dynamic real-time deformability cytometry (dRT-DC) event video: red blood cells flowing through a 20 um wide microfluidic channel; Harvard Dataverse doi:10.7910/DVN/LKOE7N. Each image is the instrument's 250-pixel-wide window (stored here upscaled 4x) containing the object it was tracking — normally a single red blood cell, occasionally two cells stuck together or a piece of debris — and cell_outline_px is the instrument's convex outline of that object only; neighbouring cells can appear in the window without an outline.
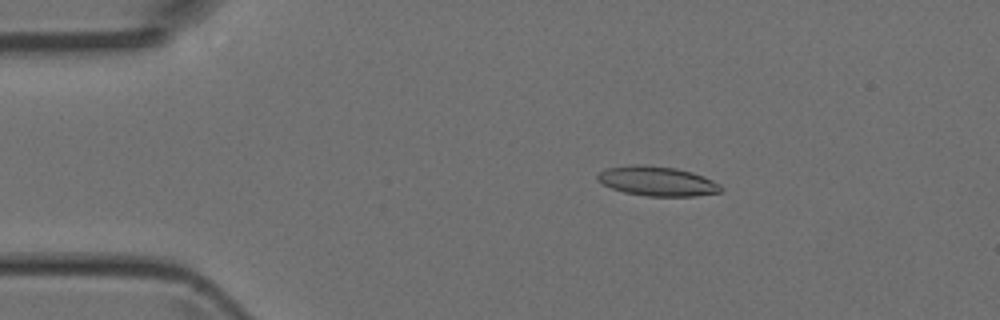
{"species": "Egyptian fruit bat (a non-hibernating species)", "species_latin": "Rousettus aegyptiacus", "temperature_condition": "room temperature", "stored_images_in_passage": 48, "camera_frame_rate_fps": 3000, "um_per_image_px": 0.085, "animal": {"sex": "female"}, "frame": {"image": 1, "passage_image": 9, "time_ms": 2.667, "image_size_px": [1000, 320], "cell_outline_px": [[724, 188], [720, 192], [696, 196], [648, 196], [624, 192], [612, 188], [596, 180], [596, 176], [604, 168], [632, 164], [636, 164], [676, 168], [692, 172], [704, 176], [720, 184]], "centroid_in_image_um": [55.86, 15.39], "position_along_channel_um": 29.1, "area_um2": 21.33}}
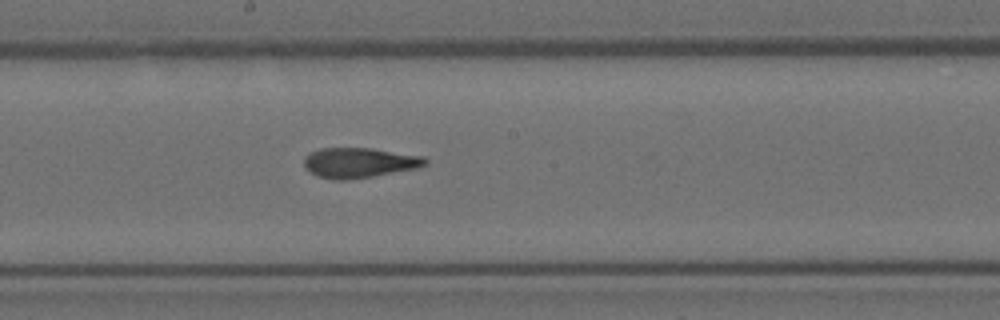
{"frame": {"image": 2, "passage_image": 26, "time_ms": 8.333, "image_size_px": [1000, 320], "cell_outline_px": [[428, 164], [420, 168], [372, 176], [344, 180], [336, 180], [320, 176], [312, 172], [304, 164], [304, 156], [320, 148], [372, 148], [424, 156], [428, 160]], "centroid_in_image_um": [30.61, 13.82], "position_along_channel_um": 217.6, "area_um2": 21.15}}
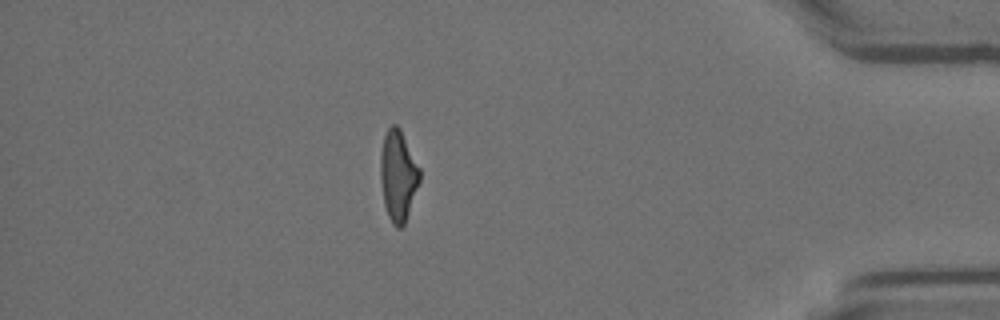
{"frame": {"image": 3, "passage_image": 42, "time_ms": 13.667, "image_size_px": [1000, 320], "cell_outline_px": [[420, 180], [404, 224], [400, 228], [396, 228], [392, 224], [388, 216], [384, 204], [380, 176], [380, 152], [384, 136], [388, 128], [392, 124], [396, 124], [400, 128], [420, 168]], "centroid_in_image_um": [33.83, 14.91], "position_along_channel_um": 401.4, "area_um2": 20.69}}